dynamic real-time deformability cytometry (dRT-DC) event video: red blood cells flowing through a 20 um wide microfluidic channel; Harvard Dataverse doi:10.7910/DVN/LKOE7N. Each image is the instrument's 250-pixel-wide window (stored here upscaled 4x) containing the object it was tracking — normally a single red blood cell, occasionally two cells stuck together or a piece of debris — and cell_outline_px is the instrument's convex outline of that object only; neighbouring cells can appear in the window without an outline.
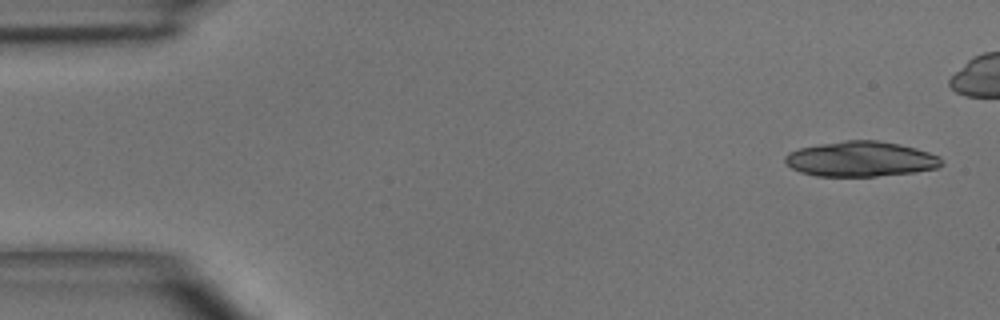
{"species": "common noctule bat (a hibernating species)", "species_latin": "Nyctalus noctula", "temperature_condition": "room temperature", "stored_images_in_passage": 4, "camera_frame_rate_fps": 3000, "um_per_image_px": 0.085, "animal": {"sex": "male", "body_mass_g": 15.6}, "frame": {"image": 1, "passage_image": 1, "time_ms": 0.0, "image_size_px": [1000, 320], "cell_outline_px": [[940, 164], [936, 168], [916, 172], [876, 176], [816, 176], [800, 172], [792, 168], [784, 160], [784, 156], [788, 152], [800, 148], [820, 144], [844, 140], [876, 140], [916, 148], [940, 156]], "centroid_in_image_um": [73.13, 13.52], "position_along_channel_um": 11.9, "area_um2": 31.85}}